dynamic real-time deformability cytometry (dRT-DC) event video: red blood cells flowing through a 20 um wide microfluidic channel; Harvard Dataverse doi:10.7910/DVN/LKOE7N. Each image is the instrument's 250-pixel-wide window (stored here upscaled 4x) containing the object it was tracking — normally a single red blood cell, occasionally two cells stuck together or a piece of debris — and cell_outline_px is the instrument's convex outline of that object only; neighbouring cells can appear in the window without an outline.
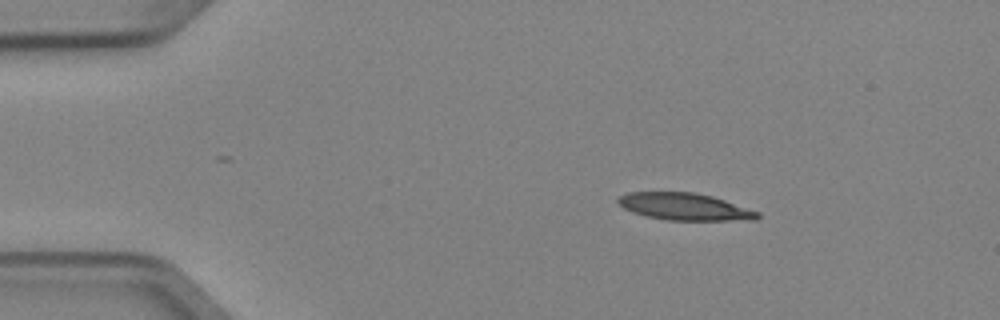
{"species": "Egyptian fruit bat (a non-hibernating species)", "species_latin": "Rousettus aegyptiacus", "temperature_condition": "cold", "stored_images_in_passage": 3, "camera_frame_rate_fps": 3000, "um_per_image_px": 0.085, "animal": {"sex": "female"}, "frame": {"image": 1, "passage_image": 1, "time_ms": 0.0, "image_size_px": [1000, 320], "cell_outline_px": [[760, 216], [756, 220], [664, 220], [632, 212], [616, 204], [616, 200], [620, 196], [628, 192], [692, 192], [712, 196], [760, 212]], "centroid_in_image_um": [58.17, 17.57], "position_along_channel_um": 26.8, "area_um2": 22.02}}
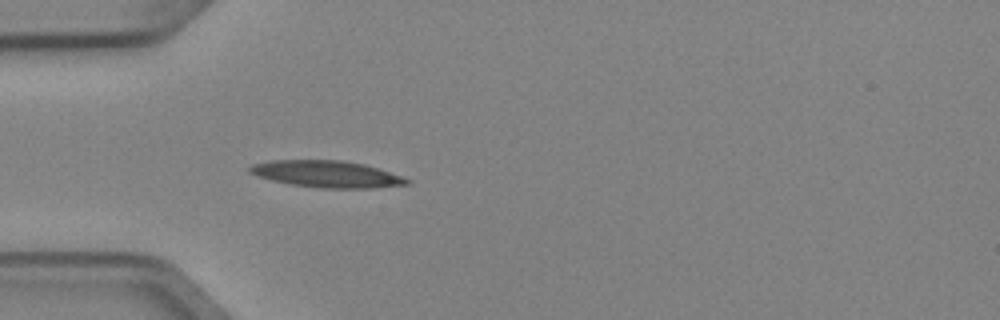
{"frame": {"image": 2, "passage_image": 3, "time_ms": 0.667, "image_size_px": [1000, 320], "cell_outline_px": [[412, 180], [408, 184], [372, 188], [320, 188], [292, 184], [272, 180], [248, 172], [248, 168], [252, 164], [272, 160], [344, 160], [364, 164]], "centroid_in_image_um": [27.76, 14.79], "position_along_channel_um": 57.2, "area_um2": 24.22}}